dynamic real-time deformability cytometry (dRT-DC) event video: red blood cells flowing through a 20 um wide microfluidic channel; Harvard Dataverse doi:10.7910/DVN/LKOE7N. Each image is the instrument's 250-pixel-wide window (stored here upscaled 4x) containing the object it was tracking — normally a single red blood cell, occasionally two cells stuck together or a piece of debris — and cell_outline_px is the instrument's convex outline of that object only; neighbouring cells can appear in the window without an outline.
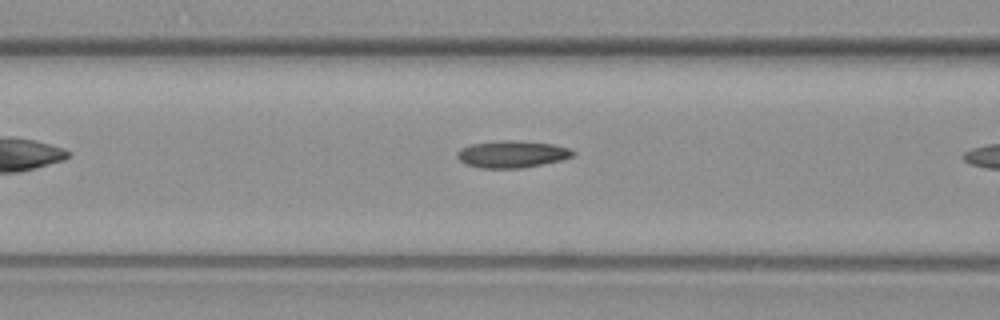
{"species": "common noctule bat (a hibernating species)", "species_latin": "Nyctalus noctula", "temperature_condition": "warm", "stored_images_in_passage": 9, "camera_frame_rate_fps": 3000, "um_per_image_px": 0.085, "animal": {"sex": "female", "body_mass_g": 19.3, "forearm_length_mm": 54.1}, "frame": {"image": 1, "passage_image": 8, "time_ms": 2.333, "image_size_px": [1000, 320], "cell_outline_px": [[576, 152], [572, 156], [560, 160], [524, 168], [480, 168], [468, 164], [460, 160], [456, 156], [456, 152], [460, 148], [468, 144], [500, 140], [516, 140], [552, 144], [568, 148]], "centroid_in_image_um": [43.48, 13.09], "position_along_channel_um": 123.1, "area_um2": 18.26}}